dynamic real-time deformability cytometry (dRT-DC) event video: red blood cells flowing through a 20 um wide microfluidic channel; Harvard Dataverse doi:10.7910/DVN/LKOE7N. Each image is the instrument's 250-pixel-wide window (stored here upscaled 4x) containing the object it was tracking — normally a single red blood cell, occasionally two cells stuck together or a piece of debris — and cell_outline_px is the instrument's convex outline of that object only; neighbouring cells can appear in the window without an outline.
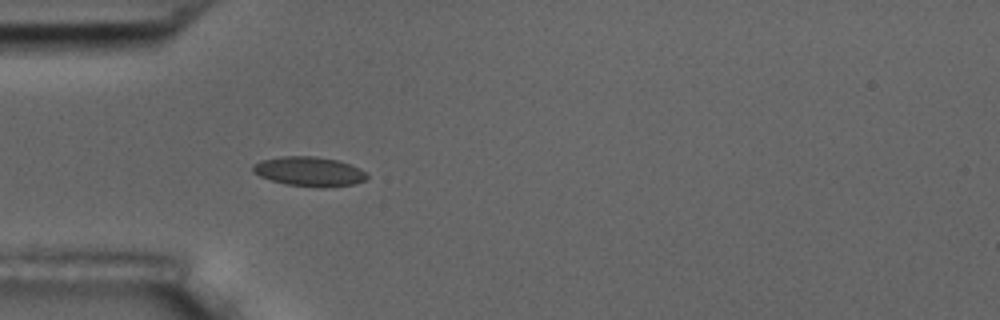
{"species": "common noctule bat (a hibernating species)", "species_latin": "Nyctalus noctula", "temperature_condition": "room temperature", "stored_images_in_passage": 1, "camera_frame_rate_fps": 3000, "um_per_image_px": 0.085, "animal": {"sex": "male", "body_mass_g": 17.5, "forearm_length_mm": 52.3}, "frame": {"image": 1, "passage_image": 1, "time_ms": 0.0, "image_size_px": [1000, 320], "cell_outline_px": [[368, 176], [364, 180], [352, 184], [324, 188], [320, 188], [284, 184], [260, 176], [252, 172], [252, 164], [260, 160], [280, 156], [312, 156], [336, 160], [360, 168]], "centroid_in_image_um": [26.23, 14.58], "position_along_channel_um": 58.8, "area_um2": 19.59}}